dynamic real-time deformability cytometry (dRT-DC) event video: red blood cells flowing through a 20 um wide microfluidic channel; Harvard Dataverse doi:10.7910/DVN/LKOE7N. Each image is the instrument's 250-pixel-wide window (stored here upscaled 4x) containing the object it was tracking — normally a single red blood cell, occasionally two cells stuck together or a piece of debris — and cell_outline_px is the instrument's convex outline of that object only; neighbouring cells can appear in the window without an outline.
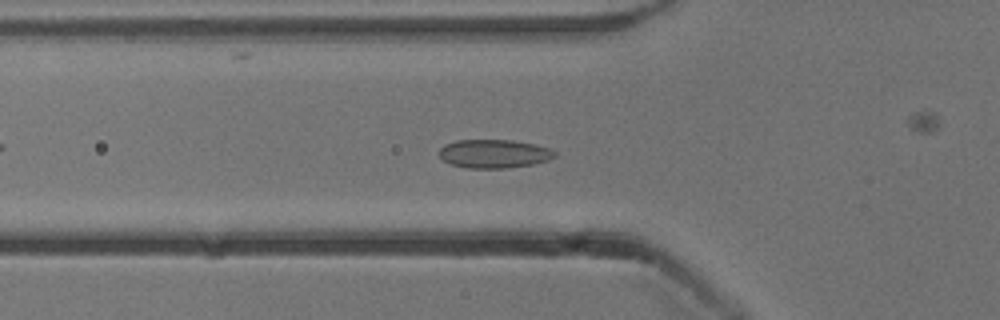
{"species": "common noctule bat (a hibernating species)", "species_latin": "Nyctalus noctula", "temperature_condition": "cold", "stored_images_in_passage": 54, "camera_frame_rate_fps": 3000, "um_per_image_px": 0.085, "animal": {"sex": "male", "body_mass_g": 13.3}, "frame": {"image": 1, "passage_image": 18, "time_ms": 5.667, "image_size_px": [1000, 320], "cell_outline_px": [[556, 156], [548, 160], [536, 164], [504, 168], [468, 168], [448, 164], [440, 156], [440, 148], [444, 144], [456, 140], [512, 140], [536, 144], [548, 148], [556, 152]], "centroid_in_image_um": [42.0, 13.07], "position_along_channel_um": 83.8, "area_um2": 19.36}}
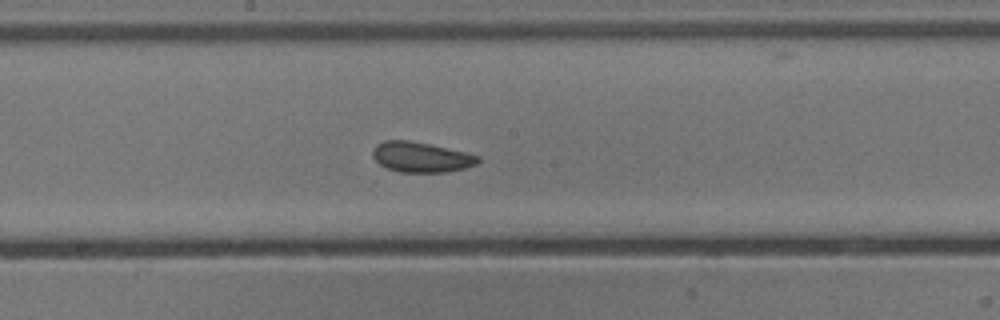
{"frame": {"image": 2, "passage_image": 28, "time_ms": 9.0, "image_size_px": [1000, 320], "cell_outline_px": [[480, 160], [476, 164], [464, 168], [448, 172], [400, 172], [388, 168], [380, 164], [372, 156], [372, 152], [376, 144], [384, 140], [408, 140], [428, 144], [464, 152], [480, 156]], "centroid_in_image_um": [35.77, 13.35], "position_along_channel_um": 212.4, "area_um2": 18.38}}
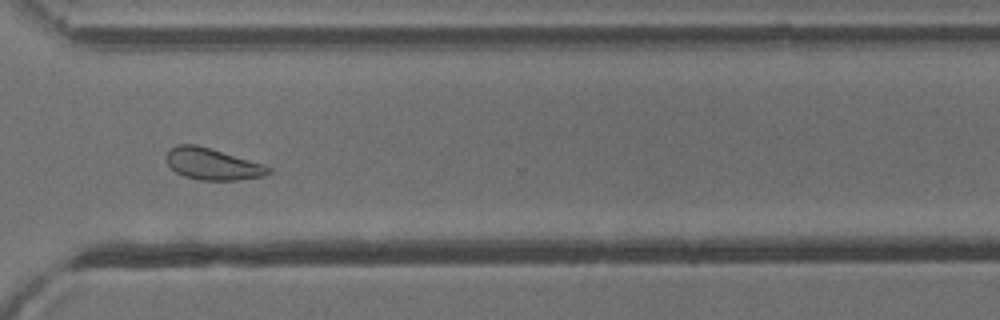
{"frame": {"image": 3, "passage_image": 39, "time_ms": 12.667, "image_size_px": [1000, 320], "cell_outline_px": [[272, 172], [264, 176], [240, 180], [200, 180], [184, 176], [176, 172], [168, 164], [168, 148], [176, 144], [196, 144], [264, 164], [272, 168]], "centroid_in_image_um": [18.09, 13.94], "position_along_channel_um": 352.5, "area_um2": 18.79}, "authors_computed_cell_mechanics": {"area_um2": 19.3052, "velocity_mm_per_s": 3.8316, "shape_relaxation_time_tau1_ms": 5.0053, "shape_relaxation_time_tau2_ms": 3.0794, "deformation_change_tau1": 0.0717, "deformation_change_tau2": 0.0644}}